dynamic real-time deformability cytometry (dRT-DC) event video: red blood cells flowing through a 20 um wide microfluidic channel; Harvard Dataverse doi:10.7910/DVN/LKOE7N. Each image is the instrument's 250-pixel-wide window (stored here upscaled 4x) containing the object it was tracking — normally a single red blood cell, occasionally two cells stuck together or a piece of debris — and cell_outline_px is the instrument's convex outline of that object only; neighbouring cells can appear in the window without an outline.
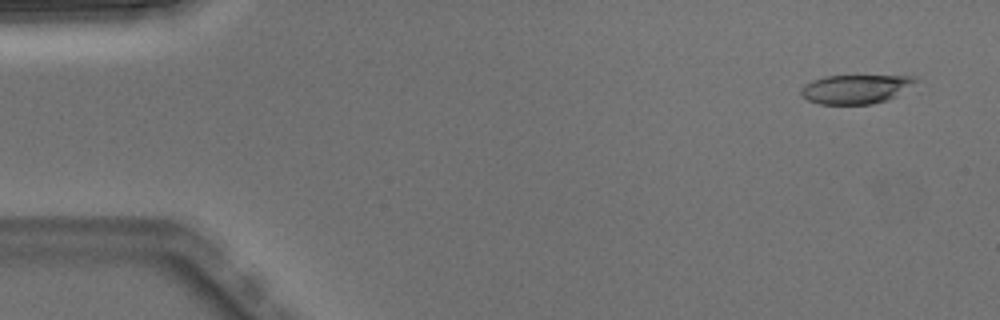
{"species": "Egyptian fruit bat (a non-hibernating species)", "species_latin": "Rousettus aegyptiacus", "temperature_condition": "warm", "stored_images_in_passage": 4, "camera_frame_rate_fps": 3000, "um_per_image_px": 0.085, "animal": {"sex": "male"}, "frame": {"image": 1, "passage_image": 1, "time_ms": 0.0, "image_size_px": [1000, 320], "cell_outline_px": [[920, 80], [896, 96], [888, 100], [872, 104], [820, 104], [808, 100], [800, 92], [804, 84], [812, 80], [824, 76], [916, 76]], "centroid_in_image_um": [72.76, 7.57], "position_along_channel_um": 12.2, "area_um2": 19.36}}
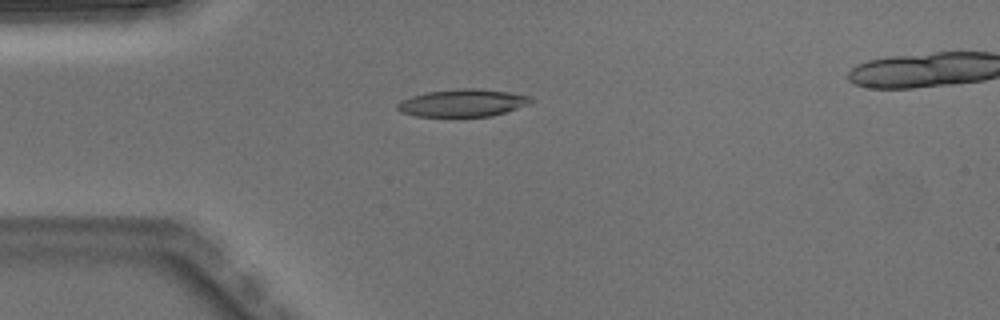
{"frame": {"image": 2, "passage_image": 3, "time_ms": 0.667, "image_size_px": [1000, 320], "cell_outline_px": [[536, 100], [528, 104], [492, 116], [416, 116], [400, 112], [396, 108], [396, 104], [400, 100], [424, 92], [460, 88], [476, 88], [508, 92], [532, 96]], "centroid_in_image_um": [39.31, 8.74], "position_along_channel_um": 45.7, "area_um2": 21.44}}